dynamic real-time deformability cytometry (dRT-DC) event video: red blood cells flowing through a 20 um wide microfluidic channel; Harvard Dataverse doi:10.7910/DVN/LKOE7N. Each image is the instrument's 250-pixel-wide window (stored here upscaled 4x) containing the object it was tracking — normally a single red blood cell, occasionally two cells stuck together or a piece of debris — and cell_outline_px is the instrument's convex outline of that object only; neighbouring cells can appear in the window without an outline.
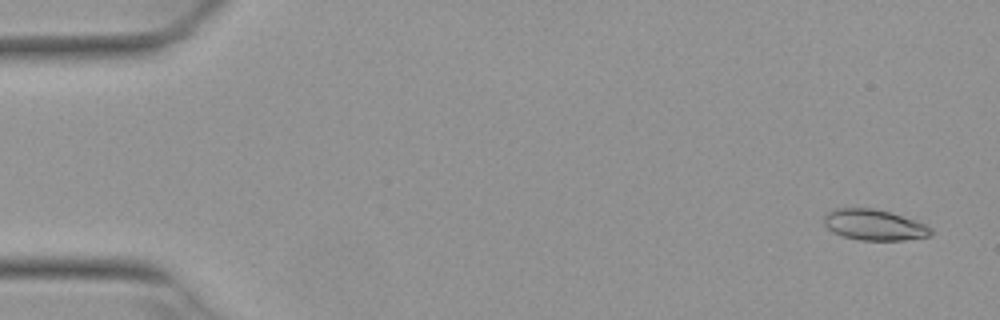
{"species": "Egyptian fruit bat (a non-hibernating species)", "species_latin": "Rousettus aegyptiacus", "temperature_condition": "warm", "stored_images_in_passage": 6, "camera_frame_rate_fps": 3000, "um_per_image_px": 0.085, "animal": {"sex": "female"}, "frame": {"image": 1, "passage_image": 1, "time_ms": 0.0, "image_size_px": [1000, 320], "cell_outline_px": [[932, 236], [904, 240], [860, 240], [844, 236], [832, 232], [824, 224], [824, 216], [828, 212], [836, 208], [872, 208], [888, 212], [924, 224], [932, 228]], "centroid_in_image_um": [74.29, 19.12], "position_along_channel_um": 10.7, "area_um2": 18.96}}
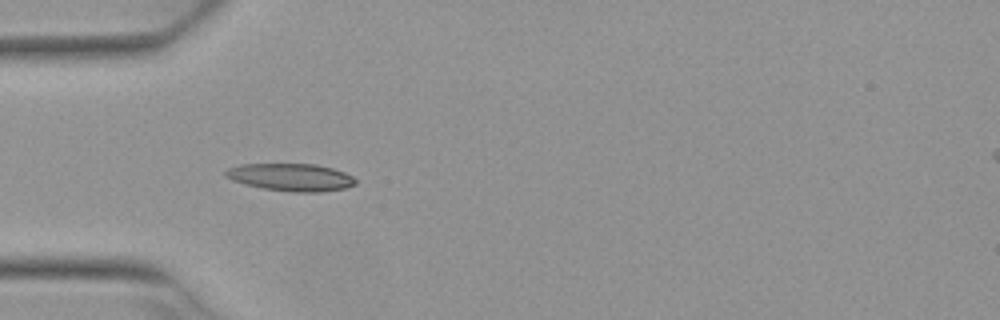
{"frame": {"image": 2, "passage_image": 5, "time_ms": 1.333, "image_size_px": [1000, 320], "cell_outline_px": [[356, 184], [344, 188], [320, 192], [292, 192], [264, 188], [244, 184], [232, 180], [224, 176], [224, 172], [228, 168], [240, 164], [316, 164], [332, 168], [344, 172], [352, 176], [356, 180]], "centroid_in_image_um": [24.71, 15.06], "position_along_channel_um": 60.3, "area_um2": 20.81}}
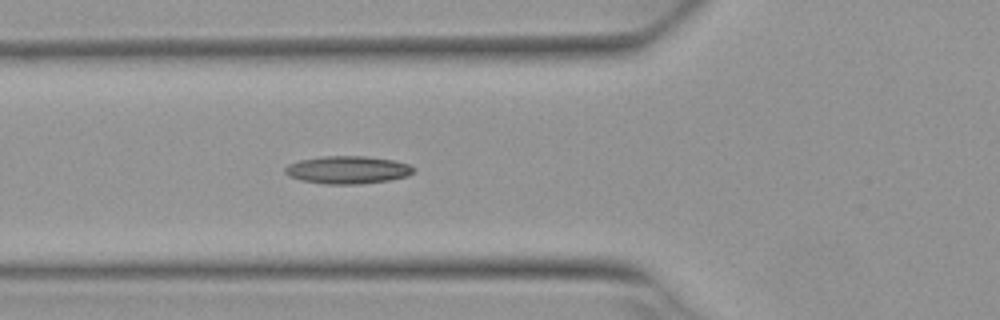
{"frame": {"image": 3, "passage_image": 6, "time_ms": 1.667, "image_size_px": [1000, 320], "cell_outline_px": [[416, 168], [408, 176], [388, 180], [360, 184], [324, 184], [300, 180], [288, 176], [284, 172], [284, 168], [288, 164], [300, 160], [320, 156], [364, 156], [392, 160], [408, 164]], "centroid_in_image_um": [29.51, 14.44], "position_along_channel_um": 96.3, "area_um2": 20.81}}